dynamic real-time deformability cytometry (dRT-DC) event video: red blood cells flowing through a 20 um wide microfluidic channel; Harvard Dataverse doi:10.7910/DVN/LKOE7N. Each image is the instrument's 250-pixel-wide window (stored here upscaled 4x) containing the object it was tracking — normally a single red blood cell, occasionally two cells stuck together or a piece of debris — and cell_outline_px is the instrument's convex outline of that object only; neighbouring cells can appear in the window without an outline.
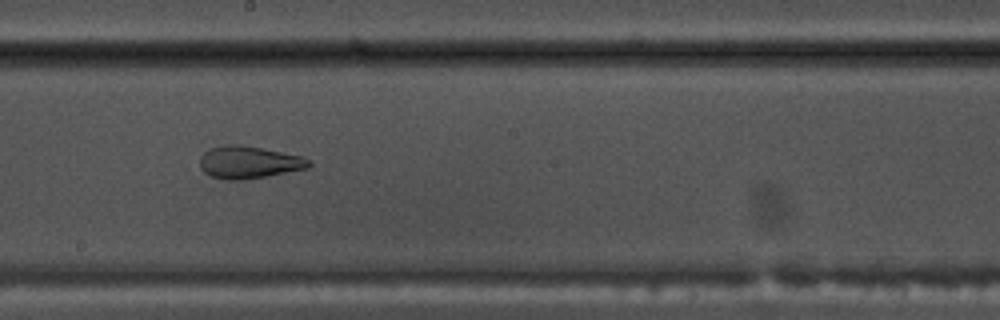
{"species": "common noctule bat (a hibernating species)", "species_latin": "Nyctalus noctula", "temperature_condition": "warm", "stored_images_in_passage": 33, "camera_frame_rate_fps": 3000, "um_per_image_px": 0.085, "animal": {"sex": "male", "body_mass_g": 17.5, "forearm_length_mm": 52.3}, "frame": {"image": 1, "passage_image": 15, "time_ms": 4.667, "image_size_px": [1000, 320], "cell_outline_px": [[312, 164], [308, 168], [264, 176], [240, 180], [228, 180], [212, 176], [204, 172], [200, 168], [200, 156], [204, 152], [212, 148], [224, 144], [236, 144], [264, 148], [300, 156], [308, 160]], "centroid_in_image_um": [21.12, 13.78], "position_along_channel_um": 227.1, "area_um2": 20.35}}
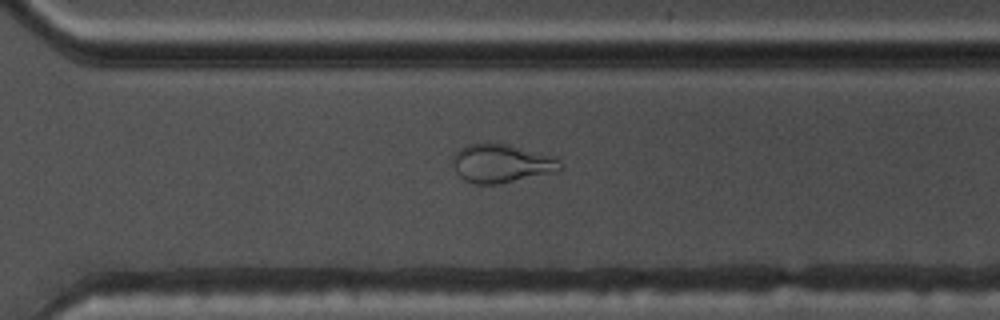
{"frame": {"image": 2, "passage_image": 23, "time_ms": 7.333, "image_size_px": [1000, 320], "cell_outline_px": [[564, 168], [560, 172], [496, 184], [472, 184], [464, 180], [456, 172], [452, 164], [452, 156], [464, 144], [508, 144], [556, 156], [564, 164]], "centroid_in_image_um": [42.69, 13.9], "position_along_channel_um": 327.9, "area_um2": 24.62}}
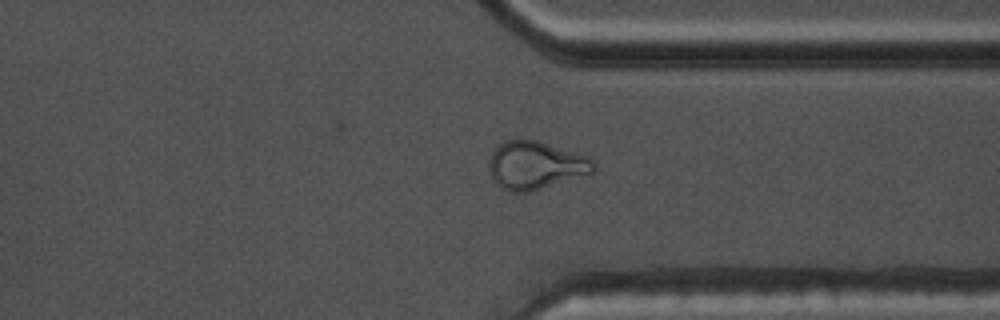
{"frame": {"image": 3, "passage_image": 26, "time_ms": 8.333, "image_size_px": [1000, 320], "cell_outline_px": [[596, 168], [592, 172], [528, 192], [508, 192], [500, 188], [492, 176], [488, 168], [488, 160], [492, 152], [504, 140], [536, 140], [588, 156], [596, 160]], "centroid_in_image_um": [45.5, 14.04], "position_along_channel_um": 365.9, "area_um2": 29.02}, "authors_computed_cell_mechanics": {"area_um2": 21.386, "velocity_mm_per_s": 3.7898, "shape_relaxation_time_tau1_ms": null, "shape_relaxation_time_tau2_ms": 1.7738, "deformation_change_tau1": null, "deformation_change_tau2": 0.0991}}